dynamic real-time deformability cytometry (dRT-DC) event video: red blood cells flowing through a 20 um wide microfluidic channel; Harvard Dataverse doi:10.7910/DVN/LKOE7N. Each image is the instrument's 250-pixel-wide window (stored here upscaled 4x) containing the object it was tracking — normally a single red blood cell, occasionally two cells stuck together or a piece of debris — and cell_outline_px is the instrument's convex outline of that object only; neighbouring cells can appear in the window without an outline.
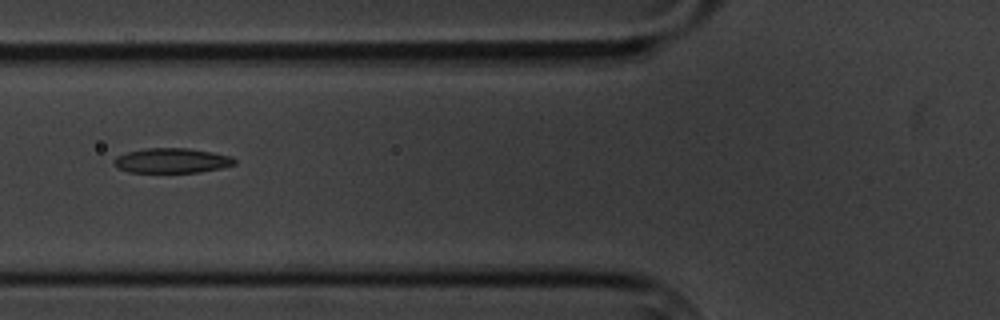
{"species": "common noctule bat (a hibernating species)", "species_latin": "Nyctalus noctula", "temperature_condition": "cold", "stored_images_in_passage": 14, "camera_frame_rate_fps": 3000, "um_per_image_px": 0.085, "animal": {"sex": "male", "body_mass_g": 20.1, "forearm_length_mm": 53.5}, "frame": {"image": 1, "passage_image": 5, "time_ms": 5.333, "image_size_px": [1000, 320], "cell_outline_px": [[236, 164], [220, 168], [200, 172], [128, 172], [116, 168], [112, 164], [112, 160], [116, 156], [128, 152], [144, 148], [188, 148], [212, 152], [232, 156], [236, 160]], "centroid_in_image_um": [14.57, 13.65], "position_along_channel_um": 111.2, "area_um2": 17.63}}
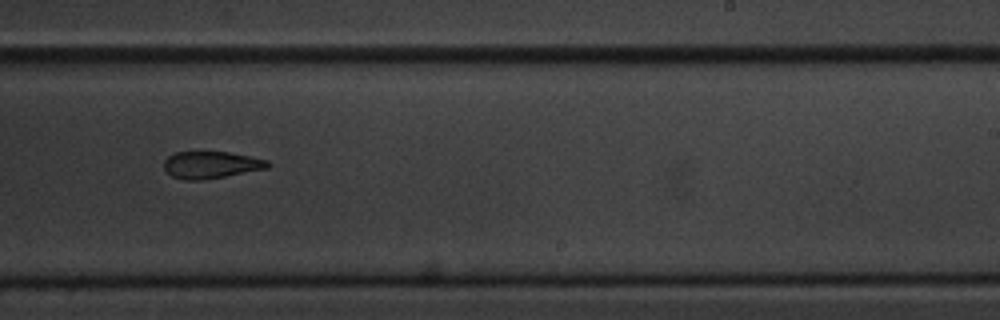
{"frame": {"image": 2, "passage_image": 9, "time_ms": 10.0, "image_size_px": [1000, 320], "cell_outline_px": [[272, 164], [268, 168], [204, 180], [184, 180], [172, 176], [164, 168], [164, 160], [168, 156], [176, 152], [228, 152], [252, 156], [268, 160]], "centroid_in_image_um": [17.96, 14.01], "position_along_channel_um": 271.0, "area_um2": 16.42}}
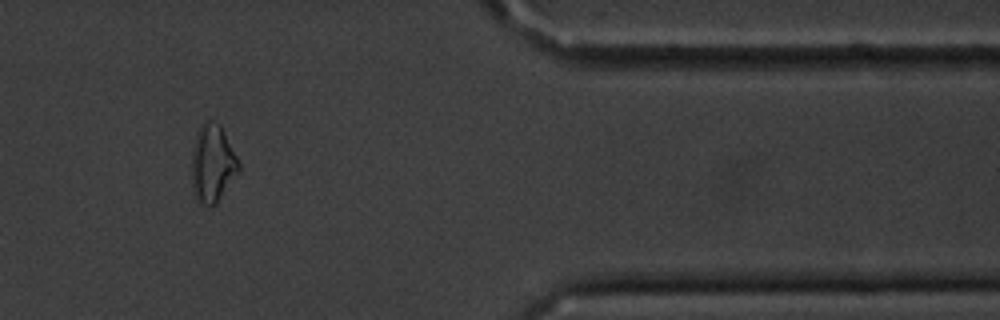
{"frame": {"image": 3, "passage_image": 12, "time_ms": 14.333, "image_size_px": [1000, 320], "cell_outline_px": [[240, 168], [216, 204], [204, 204], [196, 200], [192, 192], [192, 152], [196, 136], [200, 124], [208, 120], [212, 120], [220, 124], [240, 164]], "centroid_in_image_um": [18.04, 13.88], "position_along_channel_um": 393.4, "area_um2": 20.98}, "authors_computed_cell_mechanics": {"area_um2": 17.8602, "velocity_mm_per_s": 3.4232, "shape_relaxation_time_tau1_ms": 5.3293, "shape_relaxation_time_tau2_ms": 3.3681, "deformation_change_tau1": 0.1349, "deformation_change_tau2": 0.1084}}